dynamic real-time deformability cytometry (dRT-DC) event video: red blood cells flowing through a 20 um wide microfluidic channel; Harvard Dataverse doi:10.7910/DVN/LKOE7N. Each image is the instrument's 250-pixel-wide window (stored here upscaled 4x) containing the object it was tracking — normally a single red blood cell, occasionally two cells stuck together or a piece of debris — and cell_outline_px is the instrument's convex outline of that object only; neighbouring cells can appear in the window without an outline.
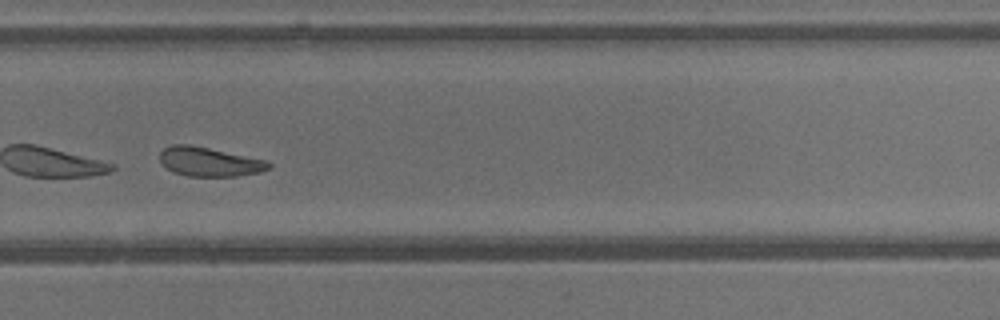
{"species": "common noctule bat (a hibernating species)", "species_latin": "Nyctalus noctula", "temperature_condition": "warm", "stored_images_in_passage": 38, "camera_frame_rate_fps": 3000, "um_per_image_px": 0.085, "animal": {"sex": "male", "body_mass_g": 13.3}, "frame": {"image": 1, "passage_image": 27, "time_ms": 8.667, "image_size_px": [1000, 320], "cell_outline_px": [[272, 168], [260, 172], [236, 176], [188, 176], [172, 172], [160, 160], [160, 152], [164, 148], [172, 144], [188, 144], [268, 160], [272, 164]], "centroid_in_image_um": [17.83, 13.75], "position_along_channel_um": 312.0, "area_um2": 18.5}}